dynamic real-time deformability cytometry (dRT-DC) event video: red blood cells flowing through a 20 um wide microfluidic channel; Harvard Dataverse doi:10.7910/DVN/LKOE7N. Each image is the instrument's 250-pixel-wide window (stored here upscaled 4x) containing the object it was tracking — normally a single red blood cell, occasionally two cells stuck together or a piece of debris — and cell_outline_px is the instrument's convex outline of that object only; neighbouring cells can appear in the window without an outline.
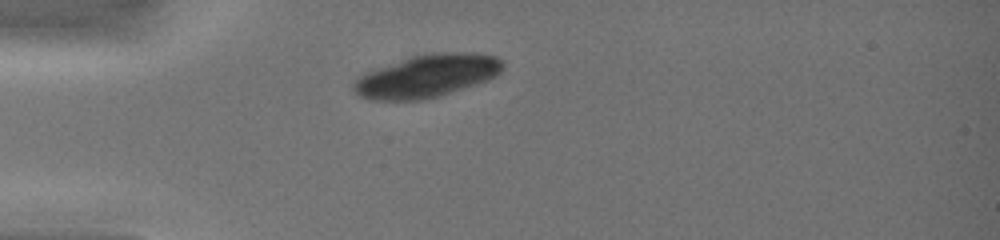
{"species": "common noctule bat (a hibernating species)", "species_latin": "Nyctalus noctula", "temperature_condition": "warm", "stored_images_in_passage": 1, "camera_frame_rate_fps": 3000, "um_per_image_px": 0.085, "animal": {"sex": "female", "body_mass_g": 19.0, "forearm_length_mm": 51.5}, "frame": {"image": 1, "passage_image": 1, "time_ms": 0.0, "image_size_px": [1000, 240], "cell_outline_px": [[504, 68], [496, 76], [488, 80], [440, 96], [420, 100], [368, 100], [360, 96], [352, 88], [352, 84], [364, 72], [412, 56], [432, 52], [472, 52], [496, 56], [504, 64]], "centroid_in_image_um": [36.3, 6.45], "position_along_channel_um": 48.7, "area_um2": 37.28}}